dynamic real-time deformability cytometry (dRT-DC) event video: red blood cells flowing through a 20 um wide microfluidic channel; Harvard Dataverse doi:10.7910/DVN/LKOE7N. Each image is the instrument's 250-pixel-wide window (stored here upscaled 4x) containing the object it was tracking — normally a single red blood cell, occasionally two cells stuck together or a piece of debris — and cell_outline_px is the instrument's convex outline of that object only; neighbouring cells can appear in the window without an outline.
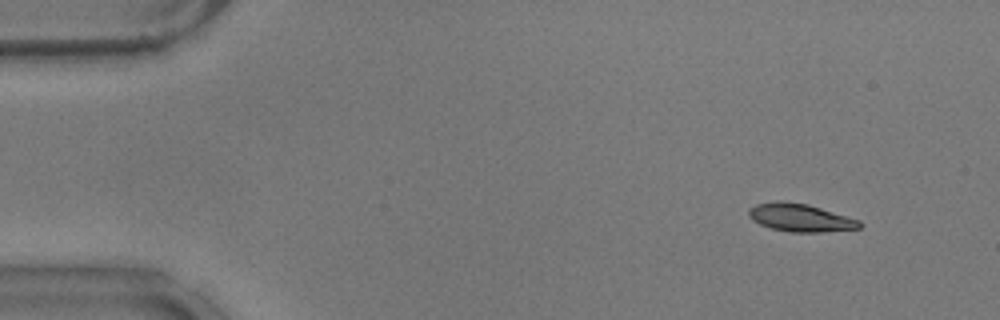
{"species": "common noctule bat (a hibernating species)", "species_latin": "Nyctalus noctula", "temperature_condition": "warm", "stored_images_in_passage": 52, "camera_frame_rate_fps": 3000, "um_per_image_px": 0.085, "animal": {"sex": "male", "body_mass_g": 17.9}, "frame": {"image": 1, "passage_image": 3, "time_ms": 0.667, "image_size_px": [1000, 320], "cell_outline_px": [[864, 224], [860, 228], [820, 232], [788, 232], [772, 228], [760, 224], [752, 220], [748, 216], [748, 208], [756, 204], [776, 200], [784, 200], [808, 204], [860, 220]], "centroid_in_image_um": [68.01, 18.49], "position_along_channel_um": 17.0, "area_um2": 18.21}}
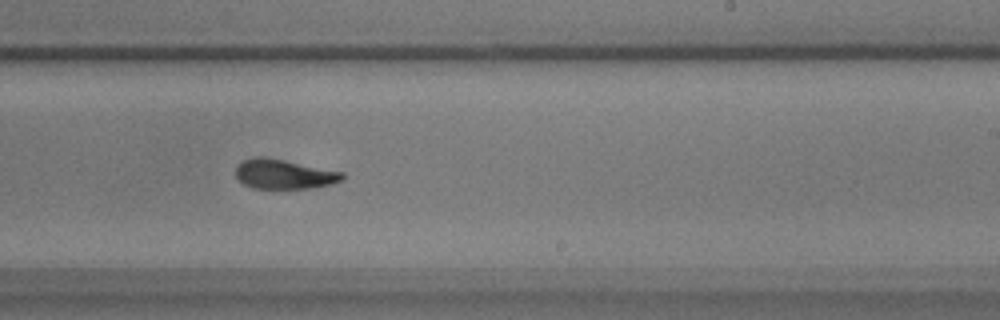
{"frame": {"image": 2, "passage_image": 31, "time_ms": 10.0, "image_size_px": [1000, 320], "cell_outline_px": [[344, 180], [332, 184], [312, 188], [252, 188], [244, 184], [236, 176], [236, 164], [240, 160], [256, 156], [264, 156], [344, 172]], "centroid_in_image_um": [24.13, 14.79], "position_along_channel_um": 264.9, "area_um2": 18.55}}
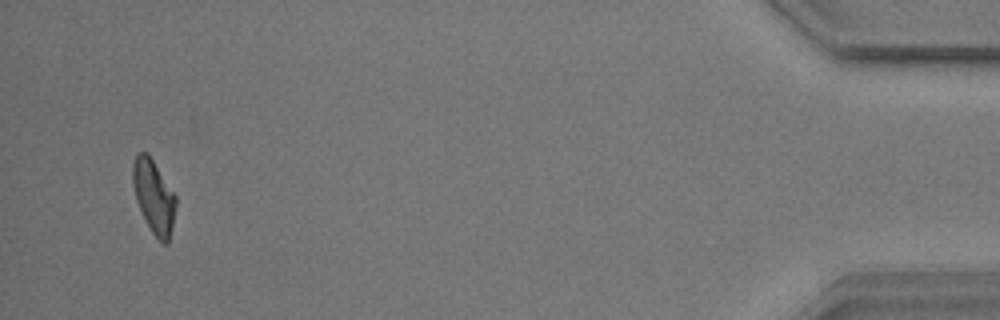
{"frame": {"image": 3, "passage_image": 50, "time_ms": 16.333, "image_size_px": [1000, 320], "cell_outline_px": [[176, 204], [168, 244], [164, 244], [152, 232], [136, 200], [132, 184], [132, 164], [136, 152], [148, 152], [176, 196]], "centroid_in_image_um": [13.05, 16.64], "position_along_channel_um": 422.2, "area_um2": 18.21}, "authors_computed_cell_mechanics": {"area_um2": 18.7272, "velocity_mm_per_s": 3.728, "shape_relaxation_time_tau1_ms": 4.28, "shape_relaxation_time_tau2_ms": 2.8134, "deformation_change_tau1": 0.1747, "deformation_change_tau2": 0.0989}}